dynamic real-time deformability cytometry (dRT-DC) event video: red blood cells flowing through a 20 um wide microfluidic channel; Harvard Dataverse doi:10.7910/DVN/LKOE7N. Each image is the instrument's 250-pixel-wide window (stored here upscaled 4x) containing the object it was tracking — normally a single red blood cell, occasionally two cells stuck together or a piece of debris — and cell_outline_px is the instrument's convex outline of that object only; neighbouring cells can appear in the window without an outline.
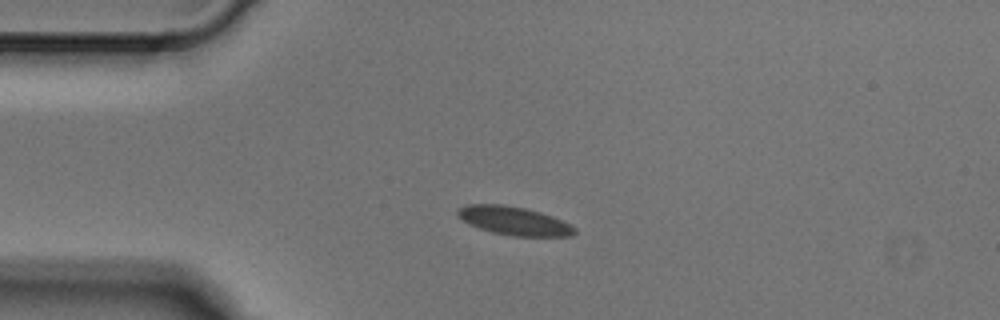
{"species": "Egyptian fruit bat (a non-hibernating species)", "species_latin": "Rousettus aegyptiacus", "temperature_condition": "cold", "stored_images_in_passage": 4, "camera_frame_rate_fps": 3000, "um_per_image_px": 0.085, "animal": {"sex": "male"}, "frame": {"image": 1, "passage_image": 3, "time_ms": 0.667, "image_size_px": [1000, 320], "cell_outline_px": [[576, 232], [572, 236], [516, 236], [492, 232], [468, 224], [456, 212], [460, 208], [468, 204], [504, 204], [524, 208], [540, 212], [552, 216], [576, 228]], "centroid_in_image_um": [43.7, 18.77], "position_along_channel_um": 41.3, "area_um2": 19.13}}
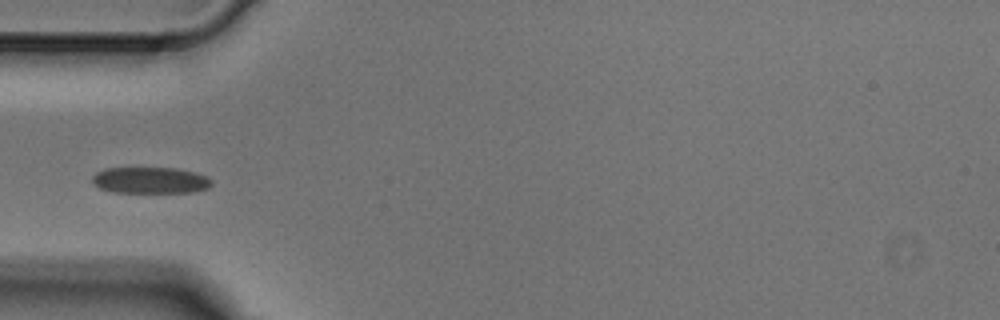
{"frame": {"image": 2, "passage_image": 4, "time_ms": 1.0, "image_size_px": [1000, 320], "cell_outline_px": [[212, 184], [208, 188], [192, 192], [112, 192], [100, 188], [92, 184], [92, 176], [96, 172], [104, 168], [176, 168], [196, 172], [208, 176], [212, 180]], "centroid_in_image_um": [12.77, 15.32], "position_along_channel_um": 72.2, "area_um2": 18.5}}